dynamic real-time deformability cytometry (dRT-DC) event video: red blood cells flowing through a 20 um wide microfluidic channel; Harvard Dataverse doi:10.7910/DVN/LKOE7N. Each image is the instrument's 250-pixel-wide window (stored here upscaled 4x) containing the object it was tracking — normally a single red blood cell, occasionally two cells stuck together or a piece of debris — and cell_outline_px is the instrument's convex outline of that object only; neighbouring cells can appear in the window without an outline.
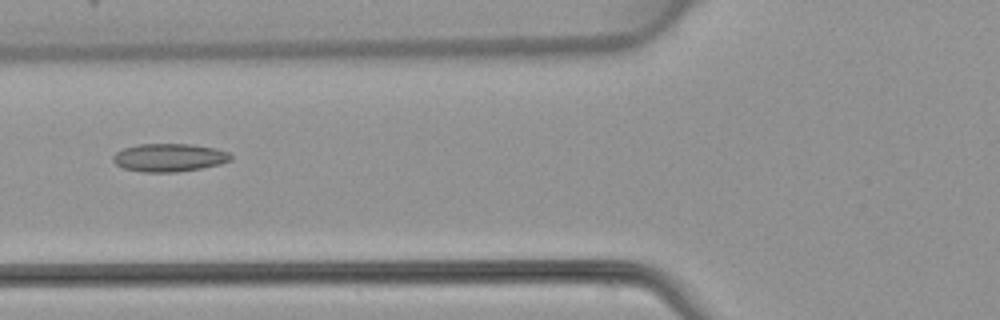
{"species": "common noctule bat (a hibernating species)", "species_latin": "Nyctalus noctula", "temperature_condition": "warm", "stored_images_in_passage": 7, "camera_frame_rate_fps": 3000, "um_per_image_px": 0.085, "animal": {"sex": "female", "body_mass_g": 22.7, "forearm_length_mm": 54.2}, "frame": {"image": 1, "passage_image": 6, "time_ms": 6.0, "image_size_px": [1000, 320], "cell_outline_px": [[232, 160], [220, 164], [200, 168], [176, 172], [144, 172], [124, 168], [116, 164], [112, 160], [112, 156], [116, 152], [124, 148], [140, 144], [192, 144], [216, 148], [228, 152], [232, 156]], "centroid_in_image_um": [14.39, 13.39], "position_along_channel_um": 111.4, "area_um2": 19.25}}
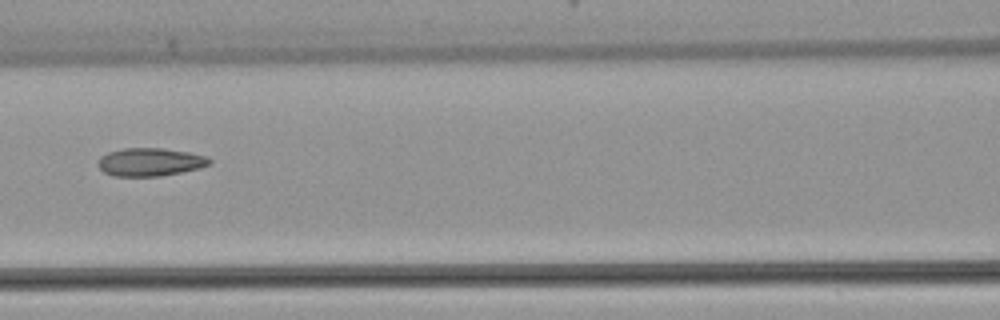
{"frame": {"image": 2, "passage_image": 7, "time_ms": 7.0, "image_size_px": [1000, 320], "cell_outline_px": [[212, 164], [200, 168], [160, 176], [112, 176], [104, 172], [96, 164], [96, 160], [100, 156], [108, 152], [124, 148], [160, 148], [188, 152], [208, 156], [212, 160]], "centroid_in_image_um": [12.75, 13.77], "position_along_channel_um": 153.9, "area_um2": 18.44}}